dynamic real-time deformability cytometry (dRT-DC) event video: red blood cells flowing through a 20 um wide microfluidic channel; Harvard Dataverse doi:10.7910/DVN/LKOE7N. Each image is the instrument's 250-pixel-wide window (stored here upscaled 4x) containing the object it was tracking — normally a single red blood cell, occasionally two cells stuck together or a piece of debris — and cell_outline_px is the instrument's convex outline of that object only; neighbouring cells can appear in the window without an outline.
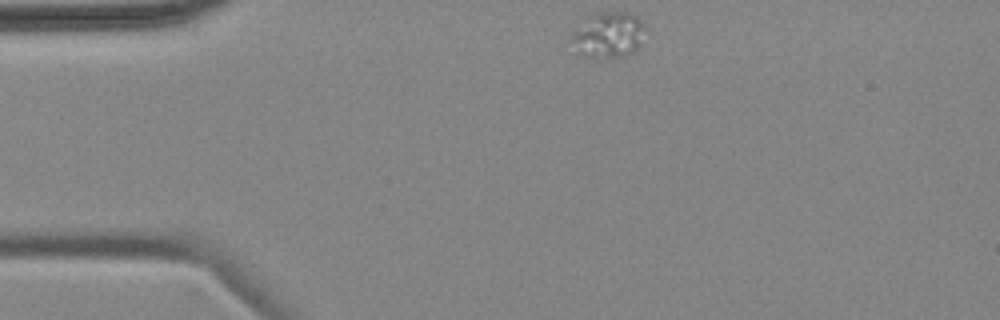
{"species": "common noctule bat (a hibernating species)", "species_latin": "Nyctalus noctula", "temperature_condition": "cold", "stored_images_in_passage": 7, "camera_frame_rate_fps": 3000, "um_per_image_px": 0.085, "animal": {"sex": "female", "body_mass_g": 18.4}, "frame": {"image": 1, "passage_image": 1, "time_ms": 0.0, "image_size_px": [1000, 320], "cell_outline_px": [[644, 28], [640, 44], [632, 52], [624, 56], [580, 56], [576, 52], [568, 36], [588, 16], [596, 12], [632, 12], [644, 24]], "centroid_in_image_um": [51.66, 2.94], "position_along_channel_um": 33.3, "area_um2": 19.59}}
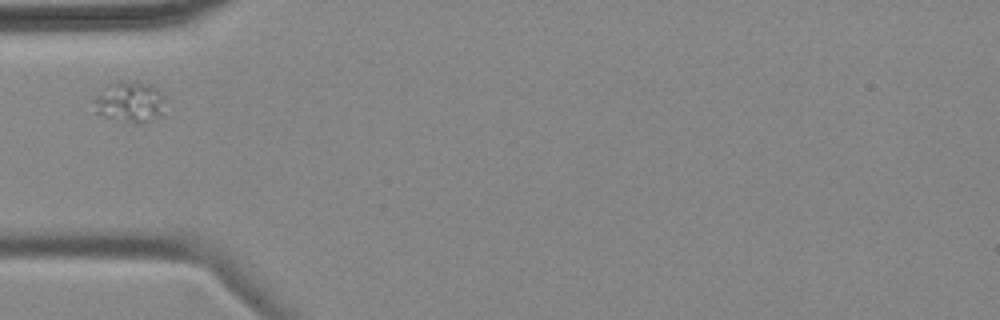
{"frame": {"image": 2, "passage_image": 3, "time_ms": 2.333, "image_size_px": [1000, 320], "cell_outline_px": [[160, 112], [156, 116], [144, 120], [124, 120], [104, 116], [96, 112], [92, 100], [96, 96], [112, 84], [120, 80], [148, 84], [156, 88], [160, 92]], "centroid_in_image_um": [10.92, 8.61], "position_along_channel_um": 74.1, "area_um2": 15.43}}